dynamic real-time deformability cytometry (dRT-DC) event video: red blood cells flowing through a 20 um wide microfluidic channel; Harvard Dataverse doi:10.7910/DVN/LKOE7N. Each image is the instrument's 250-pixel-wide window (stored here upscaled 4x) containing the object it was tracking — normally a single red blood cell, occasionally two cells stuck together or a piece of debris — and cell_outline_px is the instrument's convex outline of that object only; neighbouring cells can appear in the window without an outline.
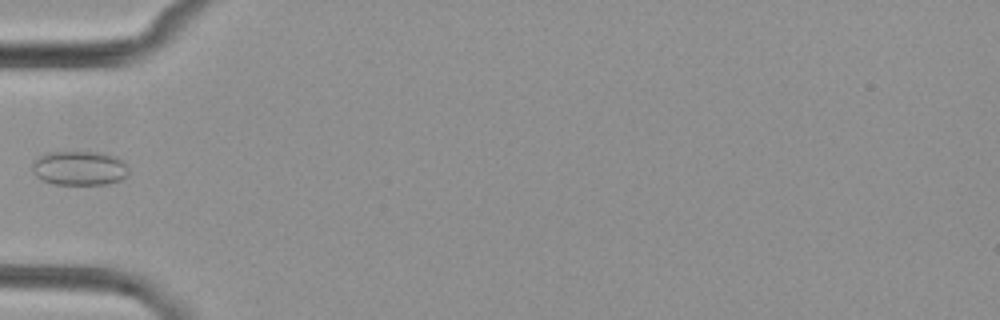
{"species": "common noctule bat (a hibernating species)", "species_latin": "Nyctalus noctula", "temperature_condition": "cold", "stored_images_in_passage": 4, "camera_frame_rate_fps": 3000, "um_per_image_px": 0.085, "animal": {"sex": "female", "body_mass_g": 29.2, "forearm_length_mm": 56.3}, "frame": {"image": 1, "passage_image": 3, "time_ms": 2.333, "image_size_px": [1000, 320], "cell_outline_px": [[128, 172], [120, 180], [108, 184], [52, 184], [36, 176], [32, 172], [32, 164], [44, 152], [108, 152], [116, 156], [128, 168]], "centroid_in_image_um": [6.74, 14.28], "position_along_channel_um": 78.3, "area_um2": 19.31}}